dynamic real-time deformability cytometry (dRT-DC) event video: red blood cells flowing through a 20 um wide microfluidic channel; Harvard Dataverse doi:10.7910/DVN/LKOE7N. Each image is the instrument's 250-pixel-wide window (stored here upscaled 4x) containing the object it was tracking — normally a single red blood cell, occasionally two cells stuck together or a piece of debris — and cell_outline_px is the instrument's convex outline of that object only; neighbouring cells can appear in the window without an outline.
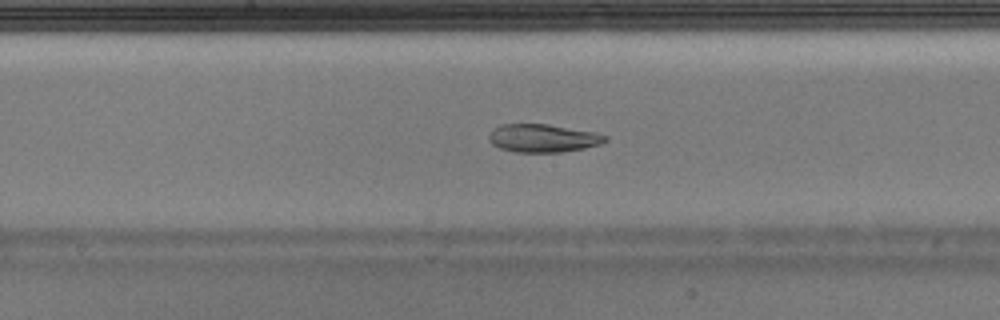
{"species": "Egyptian fruit bat (a non-hibernating species)", "species_latin": "Rousettus aegyptiacus", "temperature_condition": "warm", "stored_images_in_passage": 35, "segment_of_instrument_passage": [1, 2], "camera_frame_rate_fps": 3000, "um_per_image_px": 0.085, "animal": {"sex": "male"}, "frame": {"image": 1, "passage_image": 14, "time_ms": 4.333, "image_size_px": [1000, 320], "cell_outline_px": [[608, 140], [600, 144], [584, 148], [560, 152], [516, 152], [500, 148], [492, 144], [488, 140], [488, 136], [492, 128], [500, 124], [548, 124], [596, 132], [608, 136]], "centroid_in_image_um": [46.14, 11.73], "position_along_channel_um": 202.1, "area_um2": 19.19}}
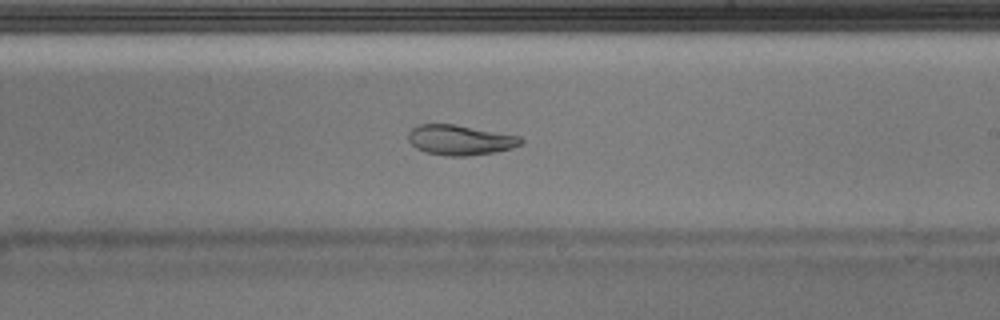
{"frame": {"image": 2, "passage_image": 17, "time_ms": 5.333, "image_size_px": [1000, 320], "cell_outline_px": [[524, 144], [512, 148], [496, 152], [468, 156], [444, 156], [424, 152], [416, 148], [408, 140], [408, 132], [416, 124], [456, 124], [520, 136], [524, 140]], "centroid_in_image_um": [39.11, 11.9], "position_along_channel_um": 249.9, "area_um2": 20.11}}
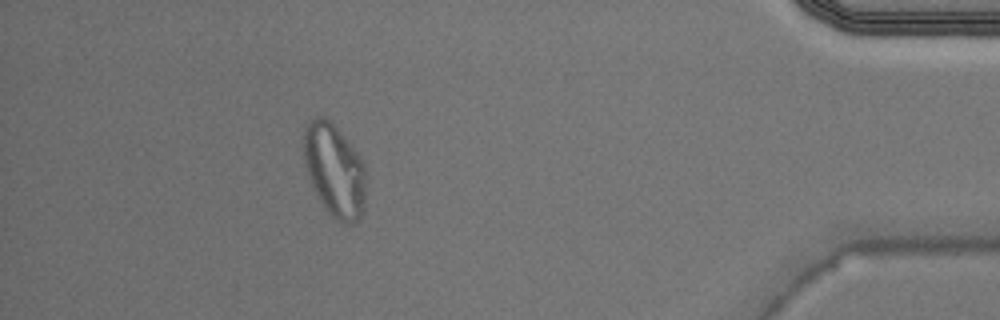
{"frame": {"image": 3, "passage_image": 30, "time_ms": 9.667, "image_size_px": [1000, 320], "cell_outline_px": [[364, 204], [360, 216], [352, 224], [344, 224], [336, 220], [328, 212], [320, 200], [308, 176], [304, 164], [304, 132], [308, 124], [316, 116], [324, 116], [336, 128], [360, 156], [364, 164]], "centroid_in_image_um": [28.42, 14.49], "position_along_channel_um": 406.8, "area_um2": 33.0}}